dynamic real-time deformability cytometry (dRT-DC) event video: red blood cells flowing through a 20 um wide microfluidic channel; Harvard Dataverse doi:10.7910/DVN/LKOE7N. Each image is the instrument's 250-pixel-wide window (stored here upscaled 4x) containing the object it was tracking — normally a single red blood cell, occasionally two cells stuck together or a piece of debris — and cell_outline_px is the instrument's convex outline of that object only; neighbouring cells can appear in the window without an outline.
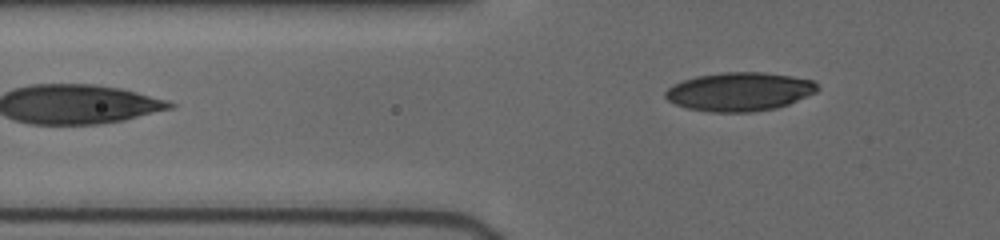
{"species": "human", "species_latin": "Homo sapiens", "temperature_condition": "cold", "stored_images_in_passage": 3, "camera_frame_rate_fps": 3000, "um_per_image_px": 0.085, "donor": {"sex": "female"}, "frame": {"image": 1, "passage_image": 3, "time_ms": 1.333, "image_size_px": [1000, 240], "cell_outline_px": [[820, 88], [816, 92], [788, 104], [776, 108], [752, 112], [712, 112], [688, 108], [676, 104], [668, 100], [664, 96], [664, 92], [672, 84], [696, 76], [720, 72], [764, 72], [792, 76], [812, 80]], "centroid_in_image_um": [62.84, 7.78], "position_along_channel_um": 63.0, "area_um2": 34.28}}